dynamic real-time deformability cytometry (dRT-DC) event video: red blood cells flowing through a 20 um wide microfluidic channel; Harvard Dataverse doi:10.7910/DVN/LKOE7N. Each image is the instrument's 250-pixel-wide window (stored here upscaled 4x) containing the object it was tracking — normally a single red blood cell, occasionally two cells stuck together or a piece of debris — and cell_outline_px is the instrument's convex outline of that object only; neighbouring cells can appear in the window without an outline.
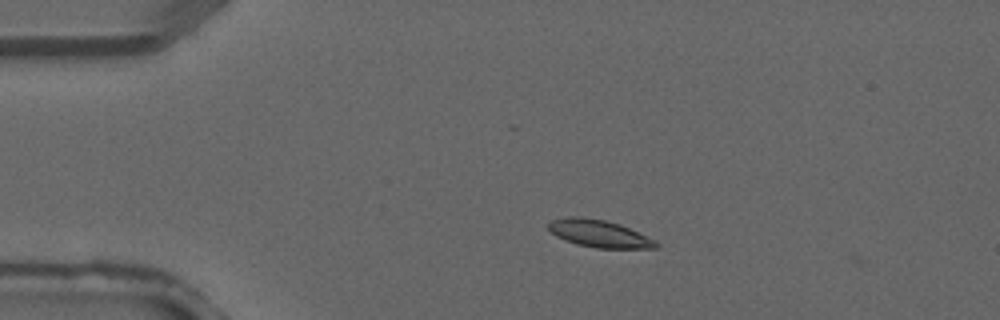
{"species": "common noctule bat (a hibernating species)", "species_latin": "Nyctalus noctula", "temperature_condition": "warm", "stored_images_in_passage": 3, "camera_frame_rate_fps": 3000, "um_per_image_px": 0.085, "animal": {"sex": "male", "forearm_length_mm": 52.5}, "frame": {"image": 1, "passage_image": 2, "time_ms": 0.333, "image_size_px": [1000, 320], "cell_outline_px": [[660, 244], [656, 248], [596, 248], [576, 244], [556, 236], [548, 228], [548, 224], [552, 220], [568, 216], [580, 216], [604, 220], [620, 224]], "centroid_in_image_um": [50.87, 19.85], "position_along_channel_um": 34.1, "area_um2": 16.82}}